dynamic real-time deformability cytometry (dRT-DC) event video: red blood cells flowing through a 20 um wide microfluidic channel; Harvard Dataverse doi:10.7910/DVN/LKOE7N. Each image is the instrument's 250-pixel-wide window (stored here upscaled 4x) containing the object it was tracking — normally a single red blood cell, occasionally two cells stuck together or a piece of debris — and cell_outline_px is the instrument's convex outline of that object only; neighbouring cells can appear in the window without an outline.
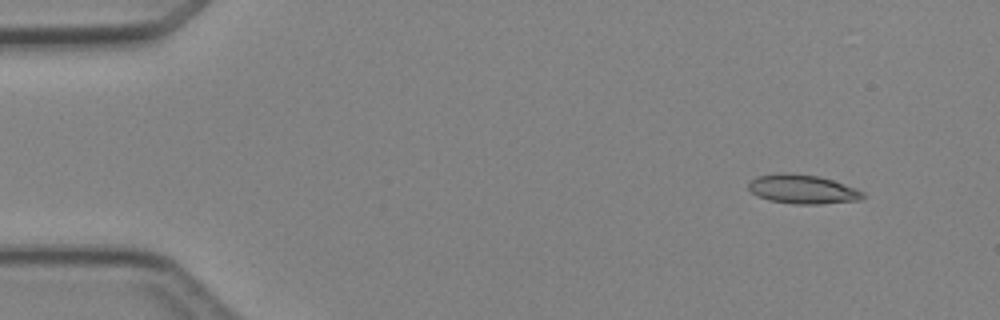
{"species": "Egyptian fruit bat (a non-hibernating species)", "species_latin": "Rousettus aegyptiacus", "temperature_condition": "cold", "stored_images_in_passage": 5, "camera_frame_rate_fps": 3000, "um_per_image_px": 0.085, "animal": {"sex": "female"}, "frame": {"image": 1, "passage_image": 1, "time_ms": 0.0, "image_size_px": [1000, 320], "cell_outline_px": [[864, 196], [860, 200], [820, 204], [796, 204], [768, 200], [752, 192], [748, 188], [748, 184], [756, 176], [776, 172], [788, 172], [820, 176], [856, 188], [864, 192]], "centroid_in_image_um": [68.21, 16.07], "position_along_channel_um": 16.8, "area_um2": 19.48}}
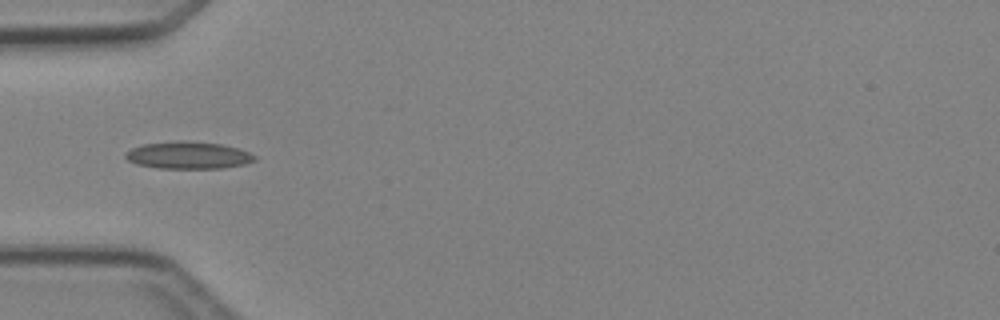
{"frame": {"image": 2, "passage_image": 4, "time_ms": 3.667, "image_size_px": [1000, 320], "cell_outline_px": [[256, 160], [244, 164], [220, 168], [156, 168], [136, 164], [128, 160], [124, 156], [124, 152], [140, 144], [176, 140], [184, 140], [220, 144], [240, 148], [256, 156]], "centroid_in_image_um": [15.96, 13.18], "position_along_channel_um": 69.0, "area_um2": 20.69}}
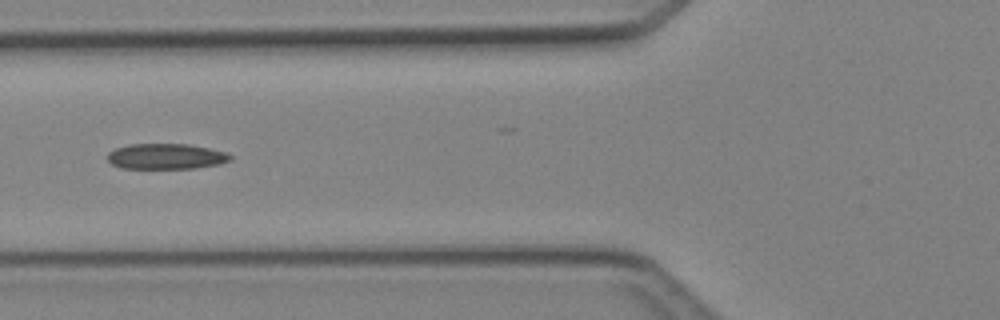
{"frame": {"image": 3, "passage_image": 5, "time_ms": 4.667, "image_size_px": [1000, 320], "cell_outline_px": [[232, 160], [220, 164], [192, 168], [120, 168], [112, 164], [108, 160], [108, 152], [116, 148], [128, 144], [188, 144], [228, 152], [232, 156]], "centroid_in_image_um": [14.13, 13.29], "position_along_channel_um": 111.7, "area_um2": 18.32}}